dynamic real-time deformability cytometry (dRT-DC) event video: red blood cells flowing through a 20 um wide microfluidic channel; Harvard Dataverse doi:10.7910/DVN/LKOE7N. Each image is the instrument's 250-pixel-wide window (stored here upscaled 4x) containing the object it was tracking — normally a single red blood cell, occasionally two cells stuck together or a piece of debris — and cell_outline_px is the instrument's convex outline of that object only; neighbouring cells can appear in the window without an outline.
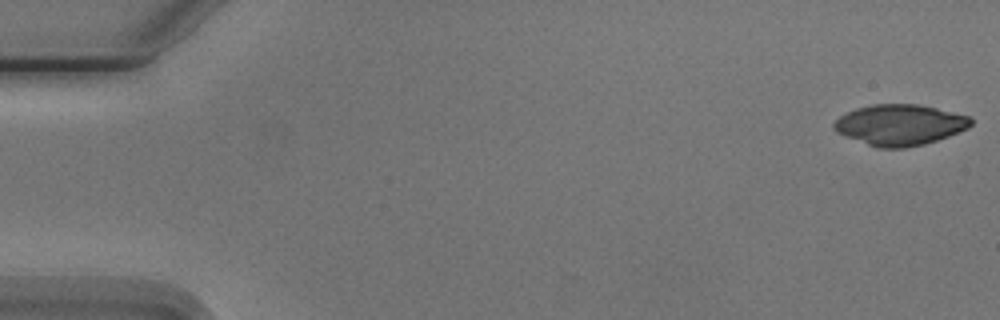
{"species": "Egyptian fruit bat (a non-hibernating species)", "species_latin": "Rousettus aegyptiacus", "temperature_condition": "cold", "stored_images_in_passage": 5, "camera_frame_rate_fps": 3000, "um_per_image_px": 0.085, "animal": {"sex": "male"}, "frame": {"image": 1, "passage_image": 1, "time_ms": 0.0, "image_size_px": [1000, 320], "cell_outline_px": [[972, 124], [968, 128], [948, 136], [924, 144], [904, 148], [876, 148], [844, 136], [836, 132], [832, 128], [832, 124], [840, 116], [856, 108], [872, 104], [916, 104], [936, 108], [972, 116]], "centroid_in_image_um": [76.47, 10.61], "position_along_channel_um": 8.5, "area_um2": 32.71}}